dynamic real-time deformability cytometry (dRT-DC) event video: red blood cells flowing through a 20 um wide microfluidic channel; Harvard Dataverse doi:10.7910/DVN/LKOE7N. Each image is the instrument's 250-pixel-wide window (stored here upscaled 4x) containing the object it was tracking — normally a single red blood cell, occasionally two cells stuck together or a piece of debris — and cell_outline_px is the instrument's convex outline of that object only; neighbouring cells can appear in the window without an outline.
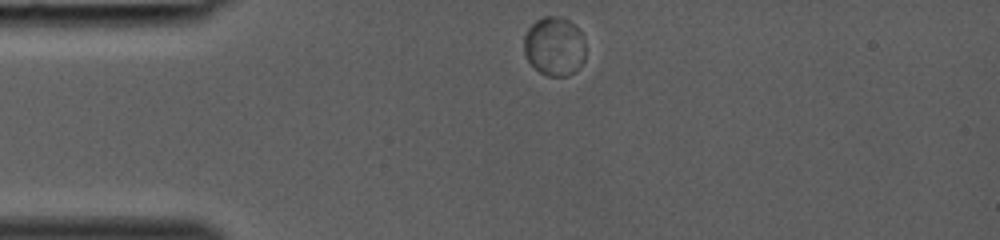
{"species": "common noctule bat (a hibernating species)", "species_latin": "Nyctalus noctula", "temperature_condition": "room temperature", "stored_images_in_passage": 27, "camera_frame_rate_fps": 3000, "um_per_image_px": 0.085, "animal": {"sex": "female", "body_mass_g": 19.0, "forearm_length_mm": 53.3}, "frame": {"image": 1, "passage_image": 1, "time_ms": 0.0, "image_size_px": [1000, 240], "cell_outline_px": [[584, 60], [576, 72], [568, 76], [548, 76], [540, 72], [528, 60], [524, 52], [524, 36], [528, 28], [536, 20], [544, 16], [564, 16], [580, 32], [584, 40]], "centroid_in_image_um": [47.12, 3.93], "position_along_channel_um": 37.9, "area_um2": 21.21}}
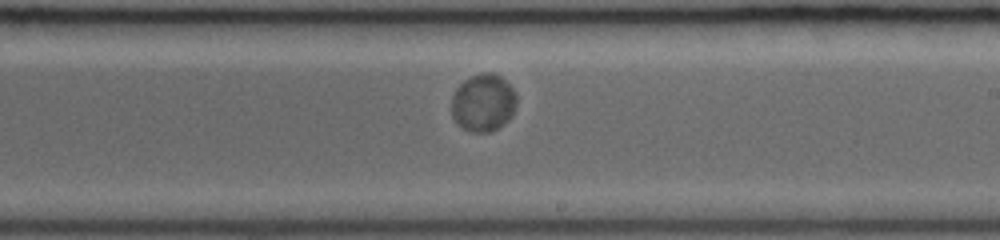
{"frame": {"image": 2, "passage_image": 16, "time_ms": 5.0, "image_size_px": [1000, 240], "cell_outline_px": [[516, 104], [512, 116], [508, 120], [492, 132], [472, 132], [464, 128], [452, 116], [452, 96], [456, 88], [464, 80], [472, 76], [484, 72], [492, 72], [500, 76], [516, 92]], "centroid_in_image_um": [41.09, 8.72], "position_along_channel_um": 247.9, "area_um2": 21.73}}
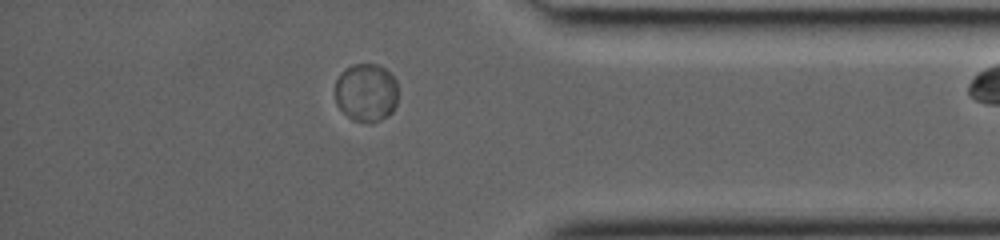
{"frame": {"image": 3, "passage_image": 26, "time_ms": 8.333, "image_size_px": [1000, 240], "cell_outline_px": [[396, 104], [392, 112], [388, 116], [372, 124], [352, 120], [336, 104], [336, 80], [340, 72], [344, 68], [352, 64], [380, 64], [396, 80]], "centroid_in_image_um": [31.11, 7.87], "position_along_channel_um": 404.1, "area_um2": 21.56}}